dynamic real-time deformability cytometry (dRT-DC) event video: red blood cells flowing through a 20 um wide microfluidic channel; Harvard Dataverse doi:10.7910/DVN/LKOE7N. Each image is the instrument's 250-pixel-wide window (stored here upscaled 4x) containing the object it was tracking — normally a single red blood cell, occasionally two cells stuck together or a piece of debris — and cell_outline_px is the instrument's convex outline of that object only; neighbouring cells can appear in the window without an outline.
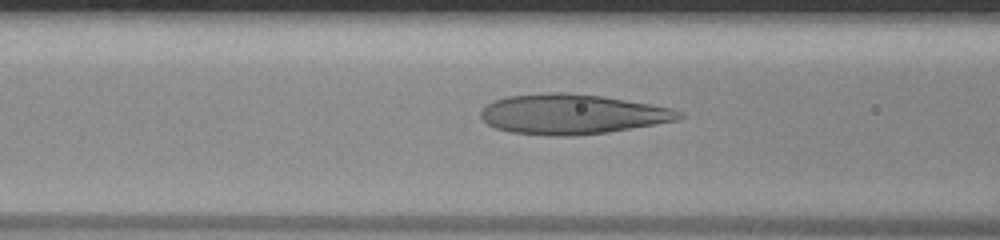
{"species": "human", "species_latin": "Homo sapiens", "temperature_condition": "room temperature", "stored_images_in_passage": 39, "camera_frame_rate_fps": 3000, "um_per_image_px": 0.085, "donor": {"sex": "male"}, "frame": {"image": 1, "passage_image": 10, "time_ms": 3.0, "image_size_px": [1000, 240], "cell_outline_px": [[684, 116], [676, 120], [608, 132], [572, 136], [548, 136], [508, 132], [496, 128], [488, 124], [480, 116], [480, 112], [488, 104], [496, 100], [508, 96], [544, 92], [568, 92], [600, 96], [672, 108], [680, 112]], "centroid_in_image_um": [48.57, 9.71], "position_along_channel_um": 118.0, "area_um2": 45.89}}
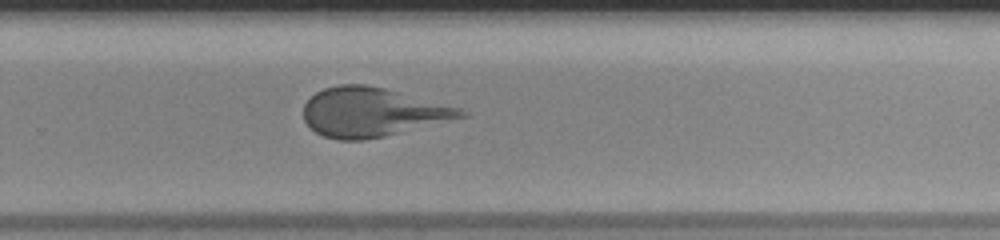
{"frame": {"image": 2, "passage_image": 23, "time_ms": 7.333, "image_size_px": [1000, 240], "cell_outline_px": [[468, 116], [384, 136], [364, 140], [340, 140], [324, 136], [316, 132], [304, 120], [304, 104], [316, 92], [324, 88], [340, 84], [364, 84], [384, 88], [460, 108], [468, 112]], "centroid_in_image_um": [31.62, 9.53], "position_along_channel_um": 298.2, "area_um2": 44.51}}
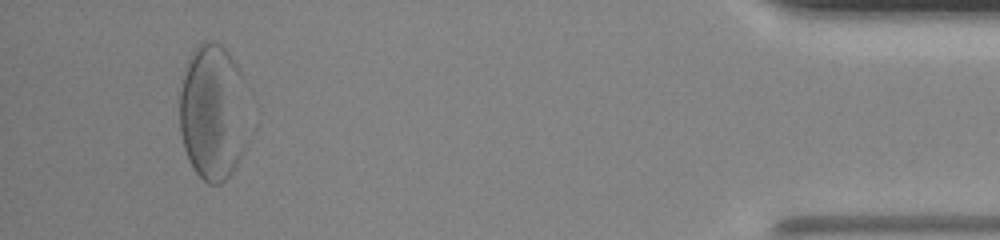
{"frame": {"image": 3, "passage_image": 36, "time_ms": 11.667, "image_size_px": [1000, 240], "cell_outline_px": [[240, 156], [236, 164], [228, 176], [220, 184], [208, 184], [196, 172], [188, 160], [184, 148], [180, 132], [180, 92], [188, 60], [196, 44], [204, 40], [220, 44], [232, 56], [240, 72]], "centroid_in_image_um": [17.94, 9.51], "position_along_channel_um": 417.3, "area_um2": 51.62}}